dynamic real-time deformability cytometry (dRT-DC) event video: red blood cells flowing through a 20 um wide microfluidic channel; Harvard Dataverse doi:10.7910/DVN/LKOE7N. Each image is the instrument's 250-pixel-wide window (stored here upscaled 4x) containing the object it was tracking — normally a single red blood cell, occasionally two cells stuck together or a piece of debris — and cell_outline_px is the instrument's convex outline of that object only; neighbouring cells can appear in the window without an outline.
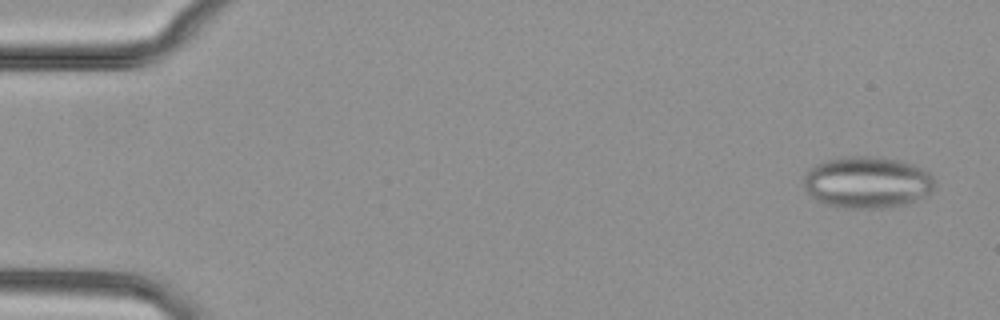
{"species": "common noctule bat (a hibernating species)", "species_latin": "Nyctalus noctula", "temperature_condition": "cold", "stored_images_in_passage": 50, "camera_frame_rate_fps": 3000, "um_per_image_px": 0.085, "animal": {"sex": "female", "body_mass_g": 29.2, "forearm_length_mm": 56.3}, "frame": {"image": 1, "passage_image": 3, "time_ms": 0.667, "image_size_px": [1000, 320], "cell_outline_px": [[936, 184], [932, 192], [928, 196], [908, 204], [880, 208], [856, 208], [828, 204], [812, 196], [804, 188], [804, 176], [808, 168], [816, 164], [828, 160], [852, 156], [864, 156], [900, 160], [912, 164], [928, 172], [936, 180]], "centroid_in_image_um": [73.77, 15.5], "position_along_channel_um": 11.2, "area_um2": 39.3}}
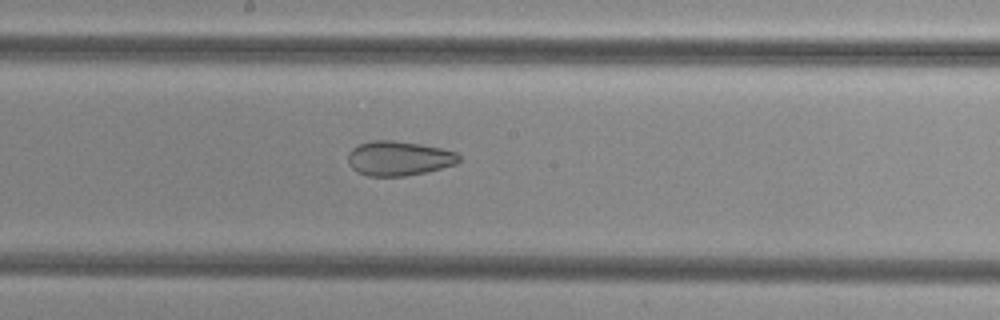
{"frame": {"image": 2, "passage_image": 28, "time_ms": 9.0, "image_size_px": [1000, 320], "cell_outline_px": [[460, 160], [456, 164], [424, 172], [404, 176], [368, 176], [356, 172], [348, 164], [348, 152], [352, 148], [360, 144], [372, 140], [392, 140], [420, 144], [440, 148], [456, 152], [460, 156]], "centroid_in_image_um": [33.86, 13.46], "position_along_channel_um": 214.3, "area_um2": 22.31}}
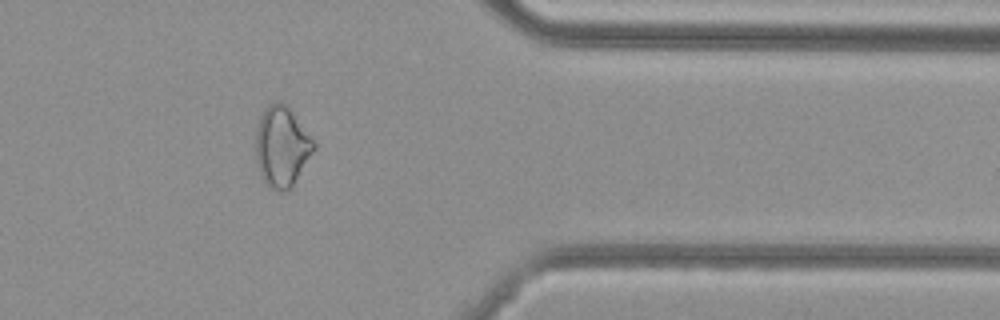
{"frame": {"image": 3, "passage_image": 42, "time_ms": 13.667, "image_size_px": [1000, 320], "cell_outline_px": [[316, 148], [292, 184], [284, 192], [280, 192], [272, 188], [260, 180], [256, 160], [256, 128], [264, 108], [272, 100], [280, 100], [292, 112], [316, 144]], "centroid_in_image_um": [23.91, 12.45], "position_along_channel_um": 387.5, "area_um2": 27.05}}